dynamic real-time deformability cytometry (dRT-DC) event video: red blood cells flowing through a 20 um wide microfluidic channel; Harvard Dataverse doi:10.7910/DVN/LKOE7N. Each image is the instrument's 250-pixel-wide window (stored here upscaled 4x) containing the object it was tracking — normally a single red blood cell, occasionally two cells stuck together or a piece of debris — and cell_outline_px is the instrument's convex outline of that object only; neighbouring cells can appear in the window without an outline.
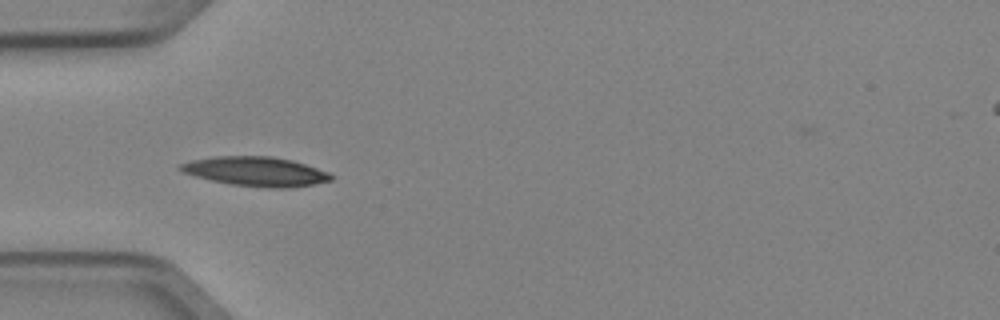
{"species": "Egyptian fruit bat (a non-hibernating species)", "species_latin": "Rousettus aegyptiacus", "temperature_condition": "cold", "stored_images_in_passage": 7, "camera_frame_rate_fps": 3000, "um_per_image_px": 0.085, "animal": {"sex": "female"}, "frame": {"image": 1, "passage_image": 4, "time_ms": 1.0, "image_size_px": [1000, 320], "cell_outline_px": [[332, 180], [312, 184], [288, 188], [268, 188], [232, 184], [212, 180], [196, 176], [184, 172], [176, 168], [180, 164], [192, 160], [216, 156], [272, 156], [292, 160], [328, 172], [332, 176]], "centroid_in_image_um": [21.73, 14.57], "position_along_channel_um": 63.3, "area_um2": 25.49}}
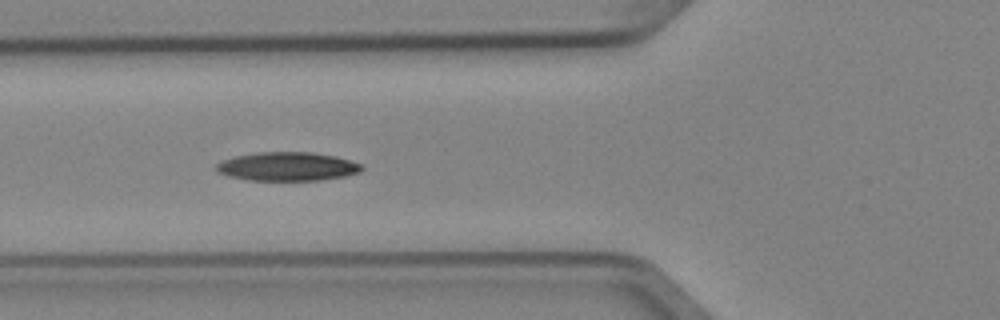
{"frame": {"image": 2, "passage_image": 5, "time_ms": 1.333, "image_size_px": [1000, 320], "cell_outline_px": [[364, 168], [360, 172], [344, 176], [320, 180], [248, 180], [228, 176], [216, 172], [216, 164], [224, 160], [236, 156], [256, 152], [308, 152], [336, 156], [364, 164]], "centroid_in_image_um": [24.45, 14.15], "position_along_channel_um": 101.4, "area_um2": 24.39}}
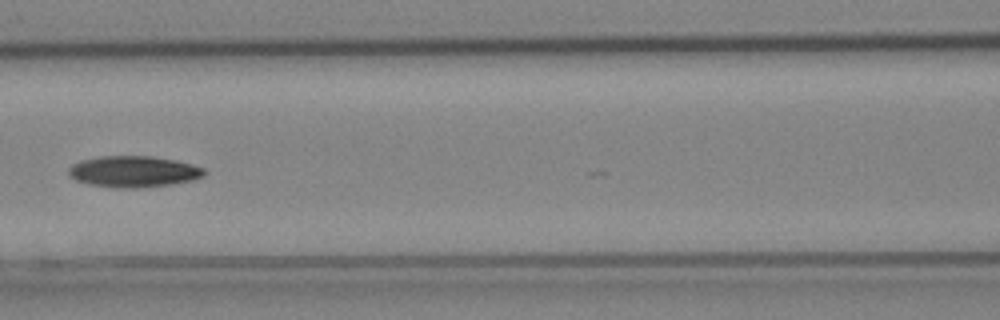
{"frame": {"image": 3, "passage_image": 6, "time_ms": 1.667, "image_size_px": [1000, 320], "cell_outline_px": [[204, 176], [192, 180], [172, 184], [136, 188], [112, 188], [88, 184], [76, 180], [68, 176], [68, 168], [72, 164], [80, 160], [100, 156], [152, 156], [176, 160], [192, 164], [204, 168]], "centroid_in_image_um": [11.31, 14.58], "position_along_channel_um": 155.3, "area_um2": 24.91}}